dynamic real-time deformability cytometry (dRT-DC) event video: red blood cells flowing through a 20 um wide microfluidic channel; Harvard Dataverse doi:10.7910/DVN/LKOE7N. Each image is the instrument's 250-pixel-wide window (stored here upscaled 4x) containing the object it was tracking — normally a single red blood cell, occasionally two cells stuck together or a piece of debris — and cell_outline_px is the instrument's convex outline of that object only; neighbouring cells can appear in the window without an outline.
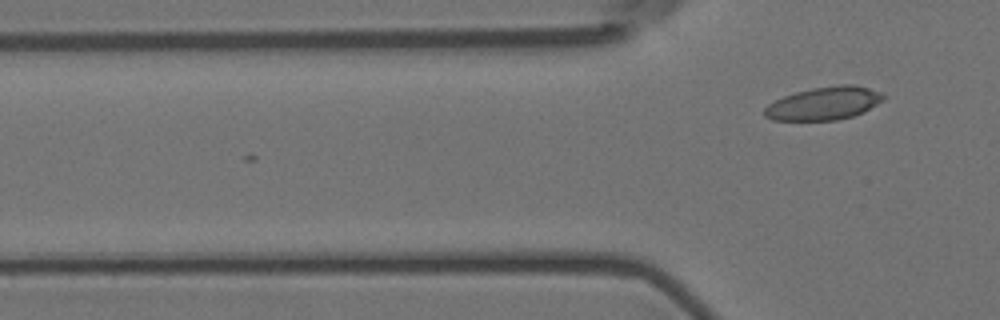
{"species": "Egyptian fruit bat (a non-hibernating species)", "species_latin": "Rousettus aegyptiacus", "temperature_condition": "room temperature", "stored_images_in_passage": 5, "camera_frame_rate_fps": 3000, "um_per_image_px": 0.085, "animal": {"sex": "female"}, "frame": {"image": 1, "passage_image": 5, "time_ms": 1.333, "image_size_px": [1000, 320], "cell_outline_px": [[888, 96], [884, 100], [864, 112], [852, 116], [836, 120], [772, 120], [764, 116], [764, 108], [768, 104], [784, 96], [796, 92], [812, 88], [840, 84], [852, 84], [868, 88], [880, 92]], "centroid_in_image_um": [70.06, 8.78], "position_along_channel_um": 55.7, "area_um2": 22.95}}